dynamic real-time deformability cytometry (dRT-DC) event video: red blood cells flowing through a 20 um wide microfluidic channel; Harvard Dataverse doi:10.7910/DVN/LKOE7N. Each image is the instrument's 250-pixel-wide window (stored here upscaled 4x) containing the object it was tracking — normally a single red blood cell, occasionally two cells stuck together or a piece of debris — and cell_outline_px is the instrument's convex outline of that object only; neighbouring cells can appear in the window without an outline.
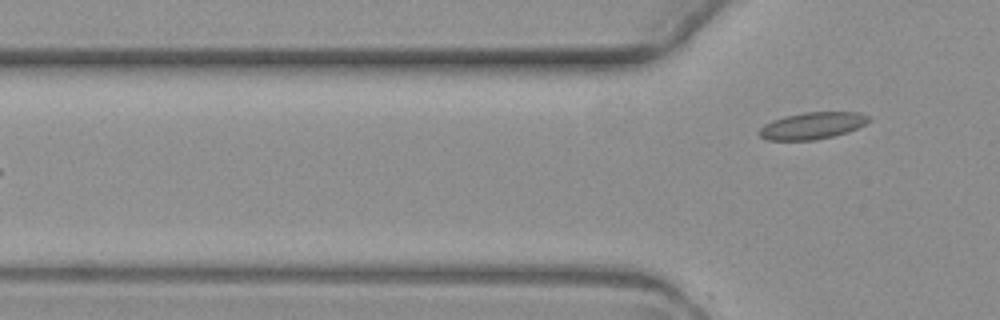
{"species": "common noctule bat (a hibernating species)", "species_latin": "Nyctalus noctula", "temperature_condition": "warm", "stored_images_in_passage": 6, "camera_frame_rate_fps": 3000, "um_per_image_px": 0.085, "animal": {"sex": "female", "body_mass_g": 19.3, "forearm_length_mm": 54.1}, "frame": {"image": 1, "passage_image": 6, "time_ms": 7.667, "image_size_px": [1000, 320], "cell_outline_px": [[872, 120], [848, 132], [816, 140], [768, 140], [760, 136], [756, 132], [764, 124], [772, 120], [784, 116], [804, 112], [860, 112], [872, 116]], "centroid_in_image_um": [69.05, 10.67], "position_along_channel_um": 56.7, "area_um2": 17.34}}